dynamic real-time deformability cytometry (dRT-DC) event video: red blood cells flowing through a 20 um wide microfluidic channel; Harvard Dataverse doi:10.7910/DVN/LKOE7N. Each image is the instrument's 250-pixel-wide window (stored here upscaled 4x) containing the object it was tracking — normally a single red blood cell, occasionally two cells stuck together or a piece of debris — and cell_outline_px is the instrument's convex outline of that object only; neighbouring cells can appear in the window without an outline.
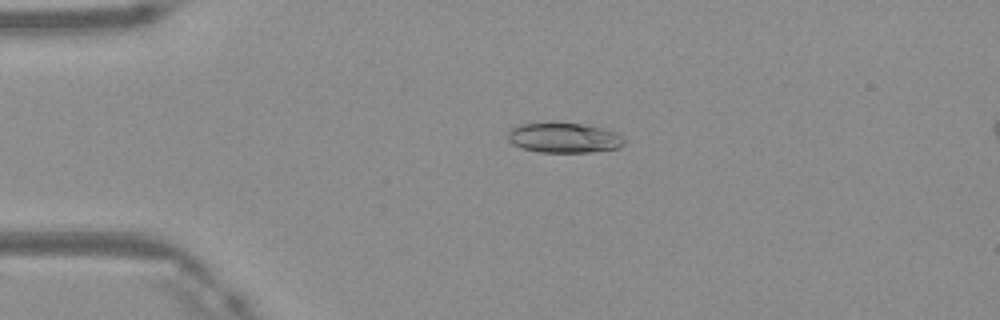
{"species": "Egyptian fruit bat (a non-hibernating species)", "species_latin": "Rousettus aegyptiacus", "temperature_condition": "warm", "stored_images_in_passage": 49, "camera_frame_rate_fps": 3000, "um_per_image_px": 0.085, "frame": {"image": 1, "passage_image": 11, "time_ms": 3.333, "image_size_px": [1000, 320], "cell_outline_px": [[624, 144], [620, 148], [592, 152], [540, 152], [520, 148], [512, 144], [508, 140], [508, 132], [512, 128], [520, 124], [552, 120], [580, 124], [604, 128], [616, 132], [624, 136]], "centroid_in_image_um": [47.93, 11.68], "position_along_channel_um": 37.1, "area_um2": 21.1}}
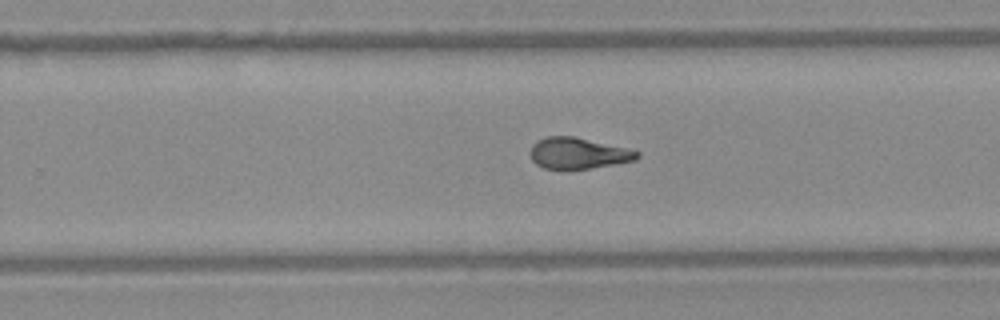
{"frame": {"image": 2, "passage_image": 31, "time_ms": 10.0, "image_size_px": [1000, 320], "cell_outline_px": [[640, 156], [636, 160], [588, 168], [544, 168], [536, 164], [532, 160], [528, 152], [532, 144], [536, 140], [544, 136], [576, 136], [636, 148], [640, 152]], "centroid_in_image_um": [49.19, 12.98], "position_along_channel_um": 280.6, "area_um2": 19.94}}
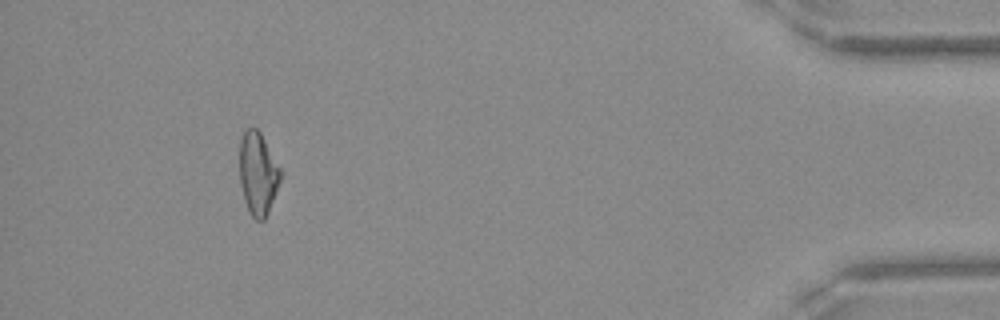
{"frame": {"image": 3, "passage_image": 45, "time_ms": 14.667, "image_size_px": [1000, 320], "cell_outline_px": [[284, 172], [268, 212], [264, 220], [256, 220], [252, 216], [244, 200], [240, 184], [240, 140], [244, 132], [248, 128], [256, 128], [260, 132]], "centroid_in_image_um": [21.95, 14.74], "position_along_channel_um": 413.2, "area_um2": 19.83}, "authors_computed_cell_mechanics": {"area_um2": 20.4034, "velocity_mm_per_s": 4.1732, "shape_relaxation_time_tau1_ms": 4.4339, "shape_relaxation_time_tau2_ms": 1.2691, "deformation_change_tau1": 0.1761, "deformation_change_tau2": 0.0855}}